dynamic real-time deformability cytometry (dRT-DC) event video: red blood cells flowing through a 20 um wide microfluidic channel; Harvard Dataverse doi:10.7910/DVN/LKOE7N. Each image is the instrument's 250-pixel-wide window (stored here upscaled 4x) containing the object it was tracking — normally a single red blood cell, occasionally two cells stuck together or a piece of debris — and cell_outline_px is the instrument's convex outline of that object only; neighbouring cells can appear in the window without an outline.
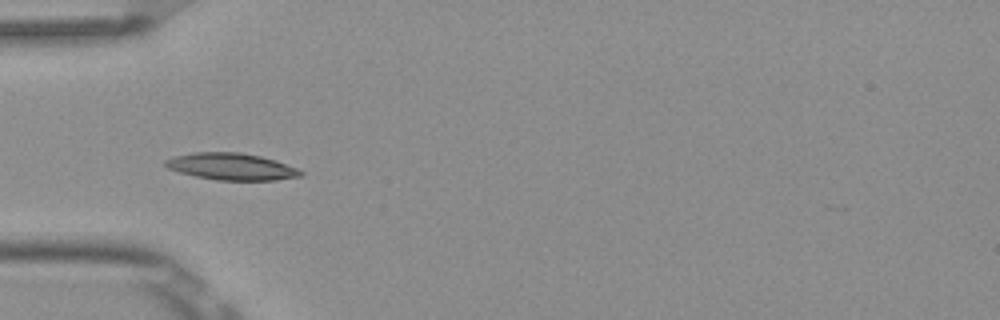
{"species": "Egyptian fruit bat (a non-hibernating species)", "species_latin": "Rousettus aegyptiacus", "temperature_condition": "room temperature", "stored_images_in_passage": 9, "camera_frame_rate_fps": 3000, "um_per_image_px": 0.085, "frame": {"image": 1, "passage_image": 6, "time_ms": 1.667, "image_size_px": [1000, 320], "cell_outline_px": [[304, 176], [276, 180], [216, 180], [196, 176], [180, 172], [168, 168], [164, 164], [164, 160], [172, 156], [192, 152], [240, 152], [260, 156], [296, 168], [304, 172]], "centroid_in_image_um": [19.64, 14.16], "position_along_channel_um": 65.4, "area_um2": 21.1}}
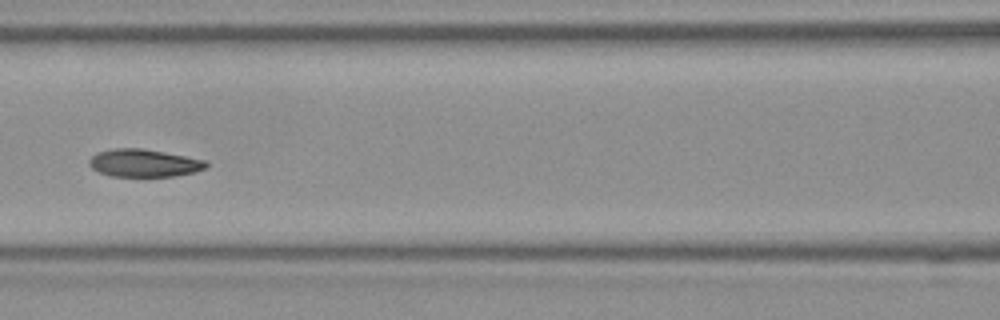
{"frame": {"image": 2, "passage_image": 8, "time_ms": 2.333, "image_size_px": [1000, 320], "cell_outline_px": [[208, 168], [196, 172], [172, 176], [112, 176], [100, 172], [92, 168], [88, 164], [88, 160], [96, 152], [112, 148], [144, 148], [208, 160]], "centroid_in_image_um": [12.27, 13.84], "position_along_channel_um": 154.3, "area_um2": 19.13}}
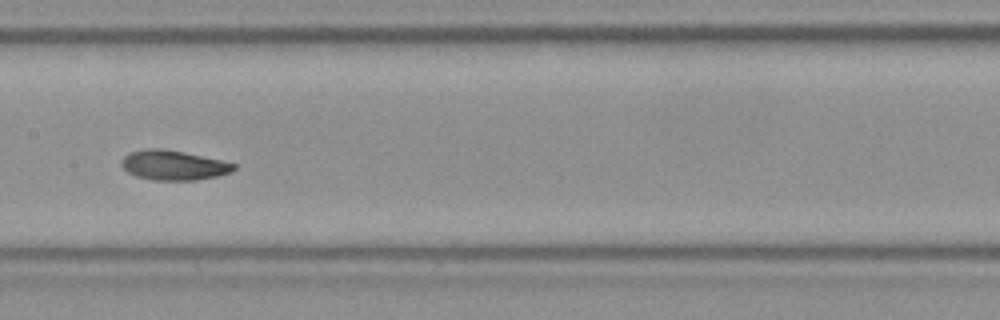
{"frame": {"image": 3, "passage_image": 9, "time_ms": 2.667, "image_size_px": [1000, 320], "cell_outline_px": [[236, 168], [228, 172], [216, 176], [196, 180], [152, 180], [136, 176], [128, 172], [120, 164], [120, 160], [128, 152], [148, 148], [164, 148], [184, 152], [220, 160], [236, 164]], "centroid_in_image_um": [14.69, 14.03], "position_along_channel_um": 192.7, "area_um2": 19.42}}